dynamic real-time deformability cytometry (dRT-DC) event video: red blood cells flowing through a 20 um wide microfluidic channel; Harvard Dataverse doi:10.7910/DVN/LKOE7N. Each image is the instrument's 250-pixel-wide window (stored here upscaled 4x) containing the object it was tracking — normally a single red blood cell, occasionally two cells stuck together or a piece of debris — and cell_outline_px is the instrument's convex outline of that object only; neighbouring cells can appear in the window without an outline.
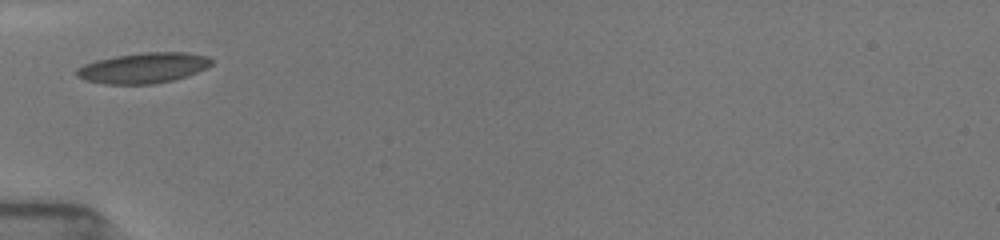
{"species": "common noctule bat (a hibernating species)", "species_latin": "Nyctalus noctula", "temperature_condition": "room temperature", "stored_images_in_passage": 30, "camera_frame_rate_fps": 3000, "um_per_image_px": 0.085, "animal": {"sex": "female", "body_mass_g": 19.5, "forearm_length_mm": 54.1}, "frame": {"image": 1, "passage_image": 1, "time_ms": 0.0, "image_size_px": [1000, 240], "cell_outline_px": [[212, 64], [188, 76], [156, 84], [104, 84], [84, 80], [76, 76], [76, 68], [84, 64], [96, 60], [116, 56], [144, 52], [184, 52], [208, 56], [212, 60]], "centroid_in_image_um": [12.16, 5.78], "position_along_channel_um": 72.8, "area_um2": 23.99}}
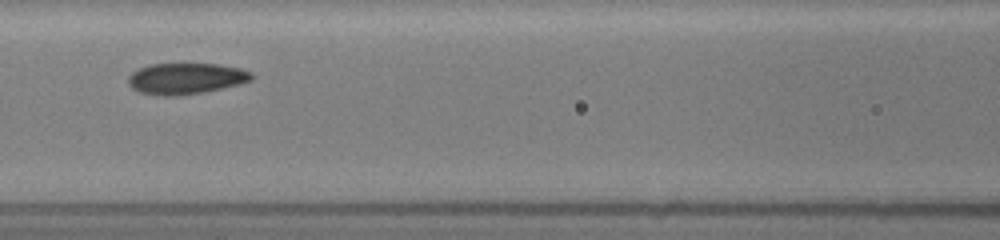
{"frame": {"image": 2, "passage_image": 15, "time_ms": 2.0, "image_size_px": [1000, 240], "cell_outline_px": [[252, 80], [240, 84], [204, 92], [176, 96], [156, 96], [140, 92], [132, 88], [128, 84], [128, 76], [132, 72], [140, 68], [152, 64], [220, 64], [240, 68], [252, 72]], "centroid_in_image_um": [15.79, 6.68], "position_along_channel_um": 150.8, "area_um2": 22.48}}
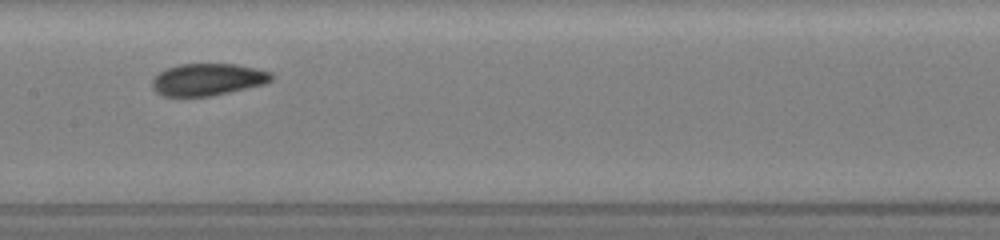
{"frame": {"image": 3, "passage_image": 22, "time_ms": 3.0, "image_size_px": [1000, 240], "cell_outline_px": [[276, 76], [272, 80], [264, 84], [212, 96], [164, 96], [156, 92], [152, 88], [152, 80], [164, 68], [180, 64], [236, 64], [256, 68], [272, 72]], "centroid_in_image_um": [17.68, 6.75], "position_along_channel_um": 189.7, "area_um2": 22.43}}